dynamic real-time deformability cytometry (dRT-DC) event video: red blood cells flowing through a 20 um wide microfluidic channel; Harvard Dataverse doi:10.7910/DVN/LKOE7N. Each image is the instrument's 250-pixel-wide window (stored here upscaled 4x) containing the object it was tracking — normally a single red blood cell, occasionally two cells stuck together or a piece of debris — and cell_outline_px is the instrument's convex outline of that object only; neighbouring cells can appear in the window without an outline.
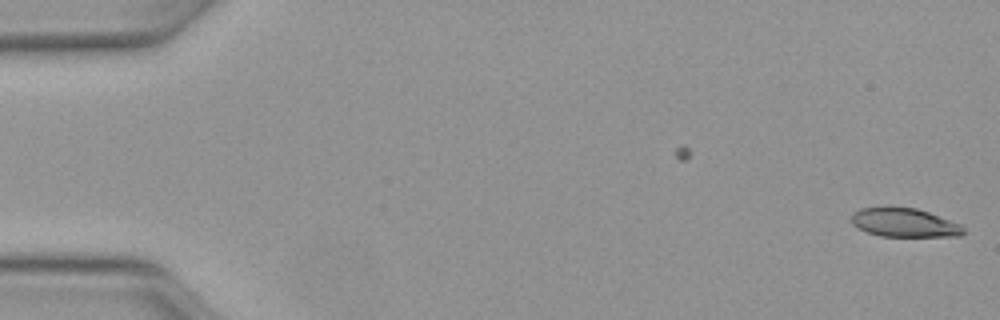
{"species": "Egyptian fruit bat (a non-hibernating species)", "species_latin": "Rousettus aegyptiacus", "temperature_condition": "warm", "stored_images_in_passage": 15, "camera_frame_rate_fps": 3000, "um_per_image_px": 0.085, "animal": {"sex": "female"}, "frame": {"image": 1, "passage_image": 1, "time_ms": 0.0, "image_size_px": [1000, 320], "cell_outline_px": [[964, 232], [960, 236], [880, 236], [868, 232], [852, 224], [852, 212], [860, 208], [888, 204], [916, 208], [928, 212], [960, 224], [964, 228]], "centroid_in_image_um": [76.81, 18.88], "position_along_channel_um": 8.2, "area_um2": 19.19}}